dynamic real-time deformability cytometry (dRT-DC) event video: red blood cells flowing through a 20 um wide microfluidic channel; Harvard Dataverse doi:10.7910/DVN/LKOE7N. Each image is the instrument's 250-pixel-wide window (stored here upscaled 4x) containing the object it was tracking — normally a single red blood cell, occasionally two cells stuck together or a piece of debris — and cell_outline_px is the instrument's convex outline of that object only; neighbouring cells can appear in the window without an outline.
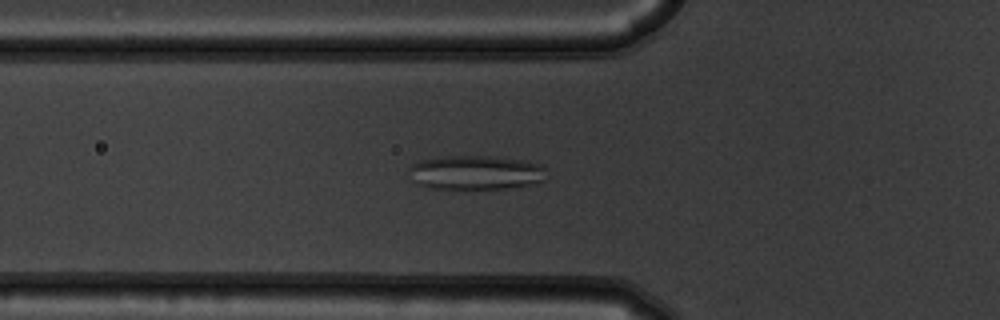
{"species": "common noctule bat (a hibernating species)", "species_latin": "Nyctalus noctula", "temperature_condition": "warm", "stored_images_in_passage": 54, "camera_frame_rate_fps": 3000, "um_per_image_px": 0.085, "animal": {"sex": "male", "body_mass_g": 19.5, "forearm_length_mm": 54.6}, "frame": {"image": 1, "passage_image": 19, "time_ms": 6.0, "image_size_px": [1000, 320], "cell_outline_px": [[544, 180], [536, 184], [504, 188], [428, 188], [416, 184], [412, 180], [408, 168], [412, 164], [420, 160], [444, 156], [496, 156], [524, 160], [544, 164]], "centroid_in_image_um": [40.44, 14.65], "position_along_channel_um": 85.4, "area_um2": 27.63}}
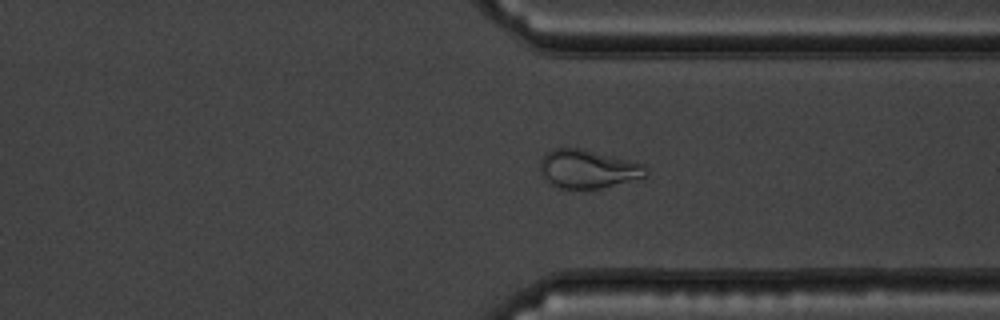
{"frame": {"image": 2, "passage_image": 41, "time_ms": 13.333, "image_size_px": [1000, 320], "cell_outline_px": [[648, 176], [600, 188], [560, 188], [552, 184], [544, 176], [540, 168], [540, 160], [544, 152], [552, 148], [580, 148], [644, 164], [648, 172]], "centroid_in_image_um": [49.96, 14.34], "position_along_channel_um": 361.4, "area_um2": 23.47}}
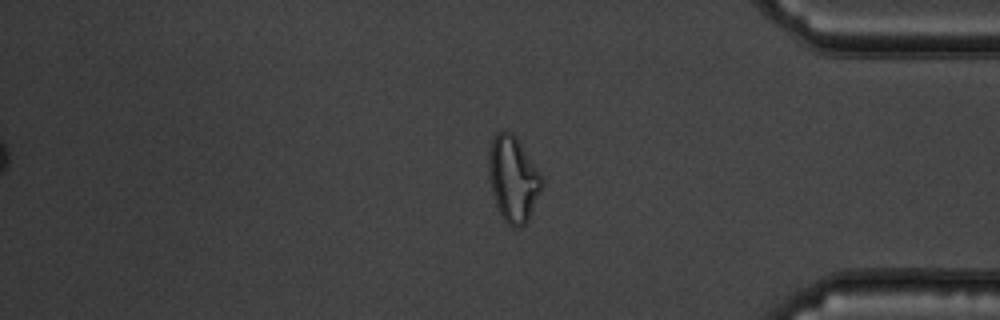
{"frame": {"image": 3, "passage_image": 45, "time_ms": 14.667, "image_size_px": [1000, 320], "cell_outline_px": [[544, 184], [528, 220], [520, 228], [512, 228], [504, 220], [496, 204], [492, 192], [488, 172], [488, 156], [492, 140], [496, 132], [504, 128], [512, 132], [520, 140], [540, 172], [544, 180]], "centroid_in_image_um": [43.63, 15.16], "position_along_channel_um": 391.6, "area_um2": 26.93}, "authors_computed_cell_mechanics": {"area_um2": 26.8192, "velocity_mm_per_s": 3.762, "shape_relaxation_time_tau1_ms": null, "shape_relaxation_time_tau2_ms": 1.1568, "deformation_change_tau1": null, "deformation_change_tau2": 0.0895}}